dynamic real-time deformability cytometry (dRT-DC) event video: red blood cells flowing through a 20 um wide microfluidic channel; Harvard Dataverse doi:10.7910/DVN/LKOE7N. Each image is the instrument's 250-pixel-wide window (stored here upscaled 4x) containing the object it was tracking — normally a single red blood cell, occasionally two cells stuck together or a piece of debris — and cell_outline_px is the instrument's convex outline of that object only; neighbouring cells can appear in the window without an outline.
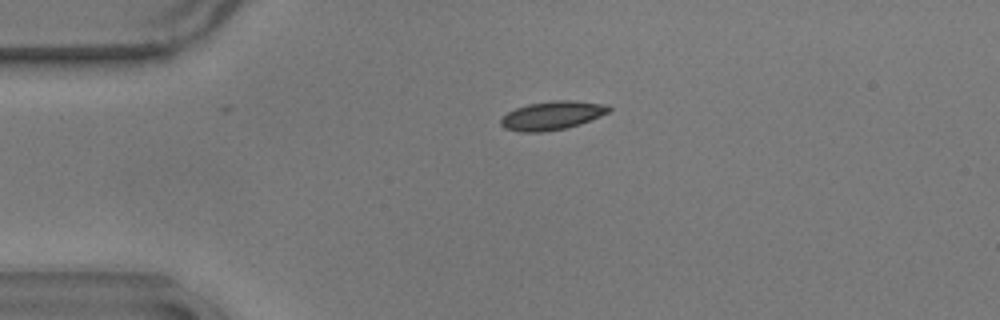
{"species": "common noctule bat (a hibernating species)", "species_latin": "Nyctalus noctula", "temperature_condition": "warm", "stored_images_in_passage": 45, "camera_frame_rate_fps": 3000, "um_per_image_px": 0.085, "animal": {"sex": "male", "body_mass_g": 17.9}, "frame": {"image": 1, "passage_image": 2, "time_ms": 0.333, "image_size_px": [1000, 320], "cell_outline_px": [[612, 108], [608, 112], [600, 116], [580, 124], [568, 128], [540, 132], [520, 132], [504, 128], [500, 124], [500, 120], [508, 112], [516, 108], [528, 104], [552, 100], [572, 100], [608, 104]], "centroid_in_image_um": [46.94, 9.81], "position_along_channel_um": 38.1, "area_um2": 18.09}}
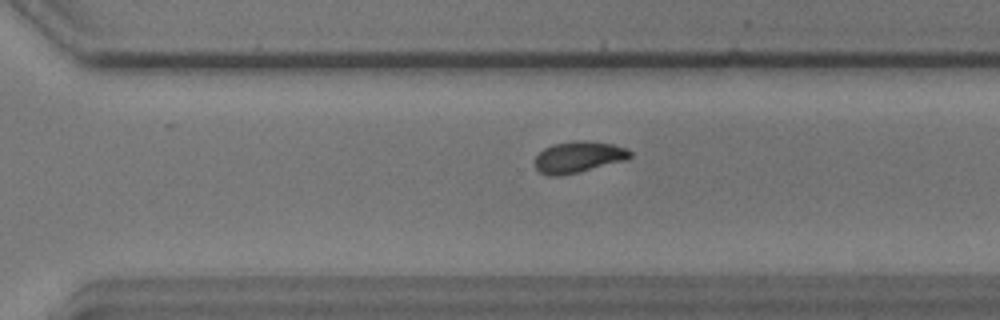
{"frame": {"image": 2, "passage_image": 28, "time_ms": 9.0, "image_size_px": [1000, 320], "cell_outline_px": [[632, 156], [628, 160], [560, 176], [548, 176], [540, 172], [532, 164], [536, 156], [544, 148], [552, 144], [576, 140], [584, 140], [612, 144], [624, 148], [632, 152]], "centroid_in_image_um": [49.14, 13.35], "position_along_channel_um": 321.5, "area_um2": 17.51}}
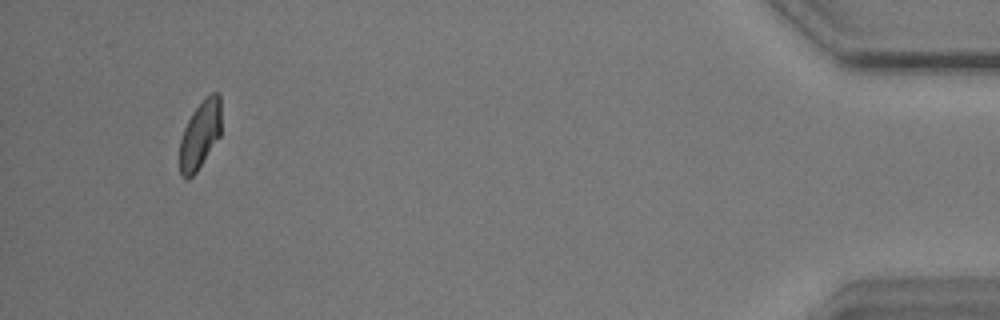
{"frame": {"image": 3, "passage_image": 42, "time_ms": 13.667, "image_size_px": [1000, 320], "cell_outline_px": [[220, 136], [196, 172], [188, 180], [180, 172], [180, 140], [184, 128], [192, 112], [212, 92], [216, 92], [220, 96]], "centroid_in_image_um": [17.0, 11.47], "position_along_channel_um": 418.2, "area_um2": 16.13}, "authors_computed_cell_mechanics": {"area_um2": 17.5134, "velocity_mm_per_s": 3.622, "shape_relaxation_time_tau1_ms": 3.1478, "shape_relaxation_time_tau2_ms": 1.4911, "deformation_change_tau1": 0.1144, "deformation_change_tau2": 0.0582}}